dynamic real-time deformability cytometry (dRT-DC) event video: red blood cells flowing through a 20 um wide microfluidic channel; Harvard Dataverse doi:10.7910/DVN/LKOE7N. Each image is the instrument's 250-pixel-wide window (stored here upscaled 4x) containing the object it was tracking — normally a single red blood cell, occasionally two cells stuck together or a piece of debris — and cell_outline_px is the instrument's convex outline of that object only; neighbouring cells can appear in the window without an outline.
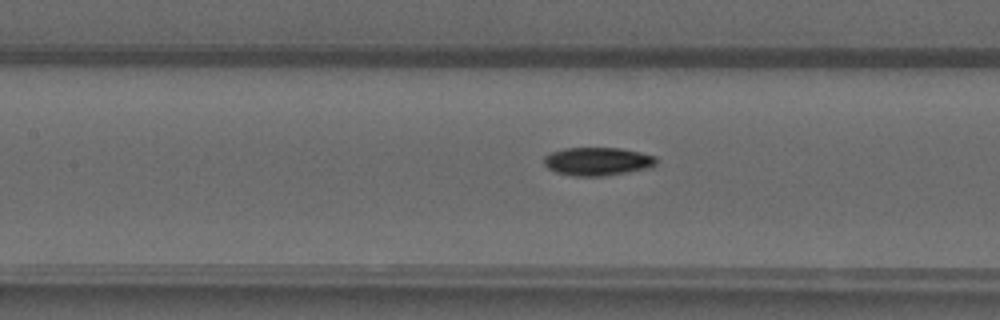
{"species": "common noctule bat (a hibernating species)", "species_latin": "Nyctalus noctula", "temperature_condition": "warm", "stored_images_in_passage": 50, "camera_frame_rate_fps": 3000, "um_per_image_px": 0.085, "animal": {"sex": "male", "forearm_length_mm": 52.5}, "frame": {"image": 1, "passage_image": 23, "time_ms": 7.333, "image_size_px": [1000, 320], "cell_outline_px": [[656, 164], [644, 168], [628, 172], [604, 176], [572, 176], [556, 172], [548, 168], [544, 164], [544, 156], [552, 152], [564, 148], [620, 148], [640, 152], [656, 156]], "centroid_in_image_um": [50.76, 13.72], "position_along_channel_um": 156.6, "area_um2": 18.38}}
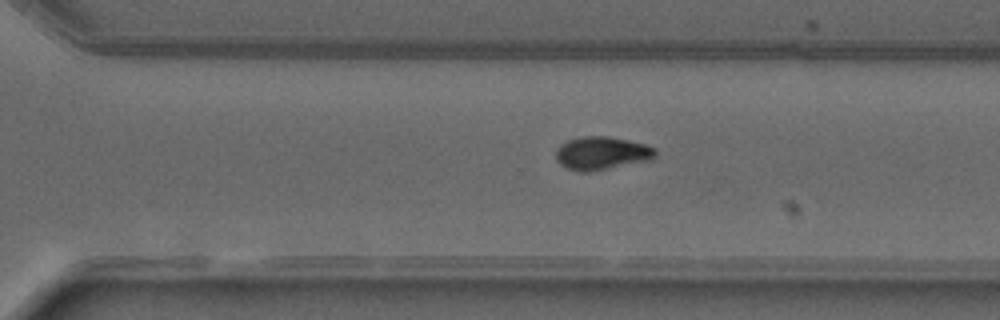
{"frame": {"image": 2, "passage_image": 35, "time_ms": 11.333, "image_size_px": [1000, 320], "cell_outline_px": [[656, 156], [652, 160], [588, 172], [580, 172], [568, 168], [560, 164], [556, 160], [556, 148], [560, 144], [568, 140], [580, 136], [608, 136], [628, 140], [644, 144], [656, 148]], "centroid_in_image_um": [51.14, 13.02], "position_along_channel_um": 319.5, "area_um2": 19.36}}
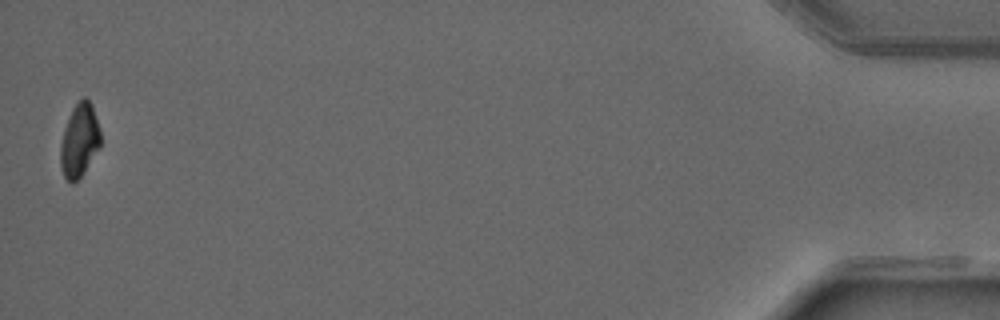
{"frame": {"image": 3, "passage_image": 50, "time_ms": 16.333, "image_size_px": [1000, 320], "cell_outline_px": [[100, 144], [80, 176], [72, 184], [64, 176], [60, 164], [60, 144], [64, 128], [72, 108], [84, 96], [92, 104], [100, 132]], "centroid_in_image_um": [6.72, 11.9], "position_along_channel_um": 428.5, "area_um2": 16.65}, "authors_computed_cell_mechanics": {"area_um2": 17.8891, "velocity_mm_per_s": 4.085, "shape_relaxation_time_tau1_ms": 4.6096, "shape_relaxation_time_tau2_ms": null, "deformation_change_tau1": 0.1746, "deformation_change_tau2": null}}